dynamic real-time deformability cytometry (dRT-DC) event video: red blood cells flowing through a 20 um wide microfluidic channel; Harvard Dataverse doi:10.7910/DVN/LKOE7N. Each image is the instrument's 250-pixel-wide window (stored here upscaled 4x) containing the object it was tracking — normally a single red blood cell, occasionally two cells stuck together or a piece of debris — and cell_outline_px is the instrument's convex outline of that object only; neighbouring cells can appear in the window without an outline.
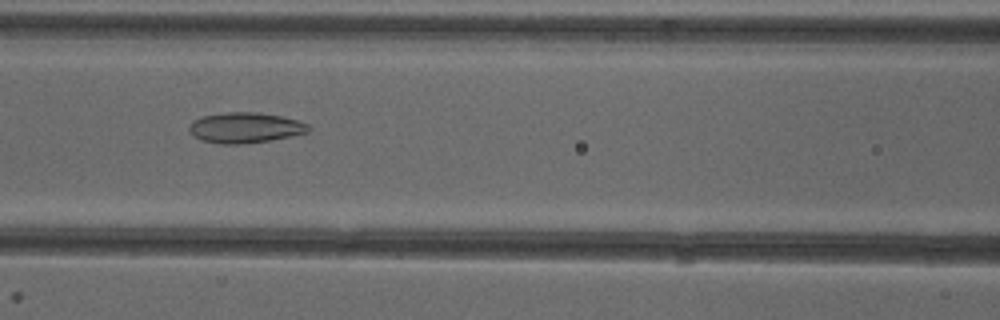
{"species": "common noctule bat (a hibernating species)", "species_latin": "Nyctalus noctula", "temperature_condition": "cold", "stored_images_in_passage": 49, "camera_frame_rate_fps": 3000, "um_per_image_px": 0.085, "animal": {"sex": "female"}, "frame": {"image": 1, "passage_image": 20, "time_ms": 6.333, "image_size_px": [1000, 320], "cell_outline_px": [[312, 128], [308, 132], [292, 136], [268, 140], [240, 144], [220, 144], [200, 140], [192, 136], [188, 128], [192, 120], [204, 116], [224, 112], [256, 112], [280, 116], [296, 120], [308, 124]], "centroid_in_image_um": [20.8, 10.85], "position_along_channel_um": 145.8, "area_um2": 21.21}}
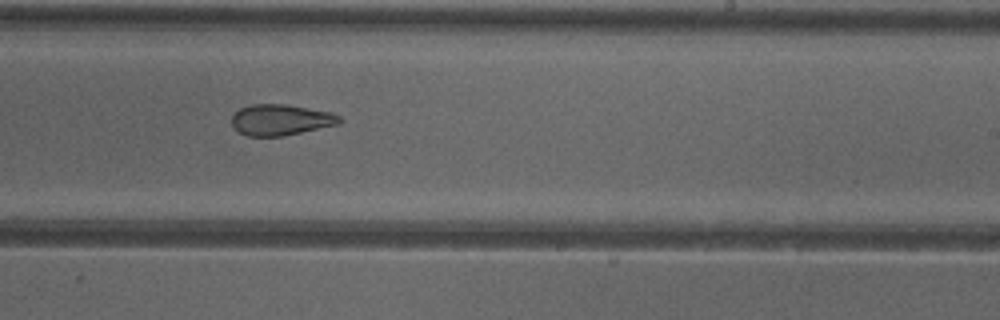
{"frame": {"image": 2, "passage_image": 29, "time_ms": 9.333, "image_size_px": [1000, 320], "cell_outline_px": [[344, 120], [340, 124], [284, 136], [248, 136], [232, 128], [232, 116], [240, 108], [252, 104], [284, 104], [332, 112], [340, 116]], "centroid_in_image_um": [23.89, 10.19], "position_along_channel_um": 265.1, "area_um2": 19.59}}
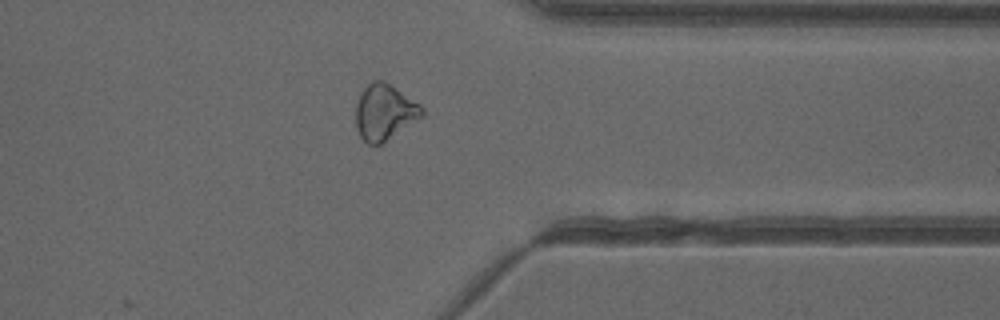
{"frame": {"image": 3, "passage_image": 38, "time_ms": 12.333, "image_size_px": [1000, 320], "cell_outline_px": [[424, 116], [380, 144], [368, 144], [360, 136], [356, 128], [356, 104], [360, 92], [372, 80], [384, 80], [420, 104], [424, 108]], "centroid_in_image_um": [32.68, 9.52], "position_along_channel_um": 378.7, "area_um2": 21.5}, "authors_computed_cell_mechanics": {"area_um2": 23.12, "velocity_mm_per_s": 3.9888, "shape_relaxation_time_tau1_ms": null, "shape_relaxation_time_tau2_ms": 4.3691, "deformation_change_tau1": null, "deformation_change_tau2": 0.1243}}